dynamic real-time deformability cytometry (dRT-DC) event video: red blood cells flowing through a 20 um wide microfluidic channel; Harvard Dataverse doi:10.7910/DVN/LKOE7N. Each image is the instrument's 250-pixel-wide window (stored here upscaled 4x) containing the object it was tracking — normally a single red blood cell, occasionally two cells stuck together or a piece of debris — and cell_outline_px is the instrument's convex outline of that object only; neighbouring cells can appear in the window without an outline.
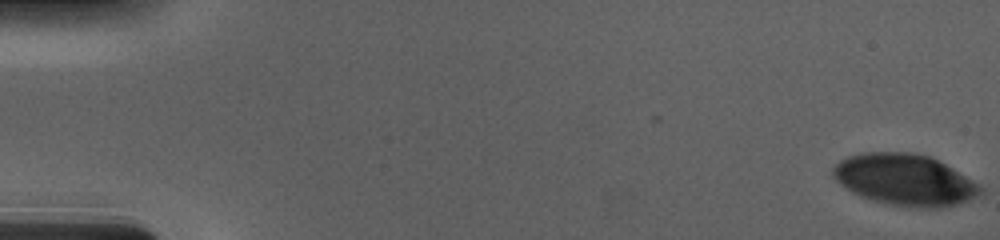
{"species": "human", "species_latin": "Homo sapiens", "temperature_condition": "cold", "stored_images_in_passage": 57, "camera_frame_rate_fps": 3000, "um_per_image_px": 0.085, "donor": {"sex": "male"}, "frame": {"image": 1, "passage_image": 1, "time_ms": 0.0, "image_size_px": [1000, 240], "cell_outline_px": [[984, 192], [976, 196], [956, 204], [940, 208], [912, 208], [872, 200], [860, 196], [852, 192], [840, 184], [832, 176], [832, 168], [840, 160], [848, 156], [860, 152], [912, 152], [928, 156], [944, 164], [980, 184], [984, 188]], "centroid_in_image_um": [76.89, 15.28], "position_along_channel_um": 8.1, "area_um2": 44.04}}
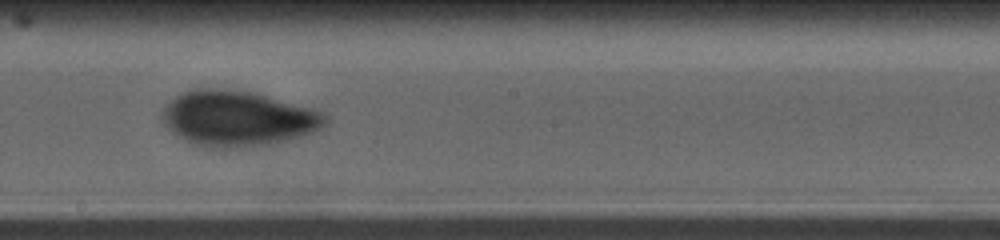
{"frame": {"image": 2, "passage_image": 33, "time_ms": 10.667, "image_size_px": [1000, 240], "cell_outline_px": [[328, 124], [304, 136], [272, 144], [240, 148], [208, 148], [184, 140], [172, 132], [168, 128], [160, 112], [176, 96], [184, 92], [196, 88], [224, 88], [256, 92], [312, 108], [324, 112], [328, 116]], "centroid_in_image_um": [20.26, 10.07], "position_along_channel_um": 227.9, "area_um2": 53.18}}
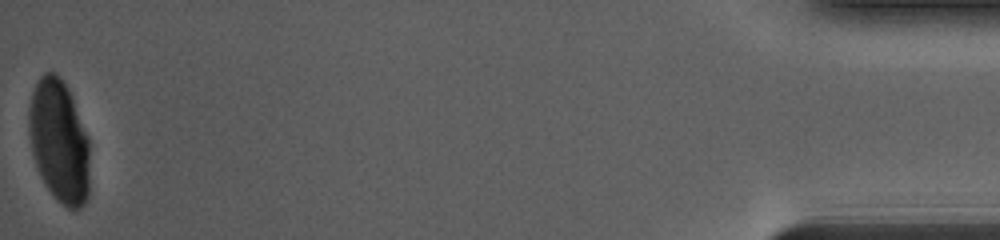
{"frame": {"image": 3, "passage_image": 57, "time_ms": 18.667, "image_size_px": [1000, 240], "cell_outline_px": [[88, 196], [84, 204], [76, 212], [72, 212], [56, 200], [40, 176], [36, 168], [32, 156], [28, 136], [28, 108], [32, 92], [40, 76], [44, 72], [56, 72], [60, 76], [68, 88], [88, 136]], "centroid_in_image_um": [5.0, 12.02], "position_along_channel_um": 430.2, "area_um2": 44.16}, "authors_computed_cell_mechanics": {"area_um2": 49.0144, "velocity_mm_per_s": 3.687, "shape_relaxation_time_tau1_ms": 6.3445, "shape_relaxation_time_tau2_ms": 1.5207, "deformation_change_tau1": 0.191, "deformation_change_tau2": 0.043}}